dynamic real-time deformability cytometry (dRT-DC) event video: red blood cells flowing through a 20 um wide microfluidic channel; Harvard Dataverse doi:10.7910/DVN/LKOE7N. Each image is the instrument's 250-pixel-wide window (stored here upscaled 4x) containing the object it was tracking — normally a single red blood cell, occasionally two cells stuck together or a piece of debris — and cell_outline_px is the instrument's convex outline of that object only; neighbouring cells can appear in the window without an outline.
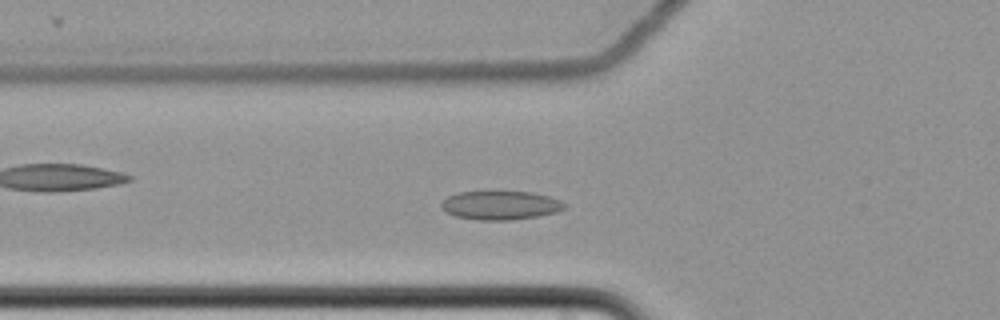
{"species": "common noctule bat (a hibernating species)", "species_latin": "Nyctalus noctula", "temperature_condition": "cold", "stored_images_in_passage": 54, "camera_frame_rate_fps": 3000, "um_per_image_px": 0.085, "animal": {"sex": "female", "body_mass_g": 22.7, "forearm_length_mm": 54.2}, "frame": {"image": 1, "passage_image": 16, "time_ms": 5.0, "image_size_px": [1000, 320], "cell_outline_px": [[564, 208], [556, 212], [536, 216], [508, 220], [476, 220], [456, 216], [448, 212], [440, 204], [448, 196], [460, 192], [532, 192], [548, 196], [560, 200], [564, 204]], "centroid_in_image_um": [42.54, 17.45], "position_along_channel_um": 83.3, "area_um2": 20.23}}
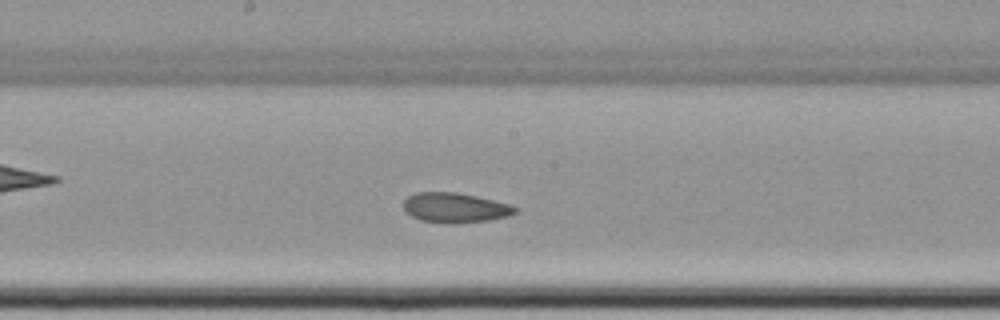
{"frame": {"image": 2, "passage_image": 27, "time_ms": 8.667, "image_size_px": [1000, 320], "cell_outline_px": [[520, 208], [516, 212], [508, 216], [488, 220], [420, 220], [412, 216], [404, 208], [404, 200], [408, 196], [416, 192], [456, 192], [476, 196], [512, 204]], "centroid_in_image_um": [38.73, 17.59], "position_along_channel_um": 209.5, "area_um2": 18.5}}
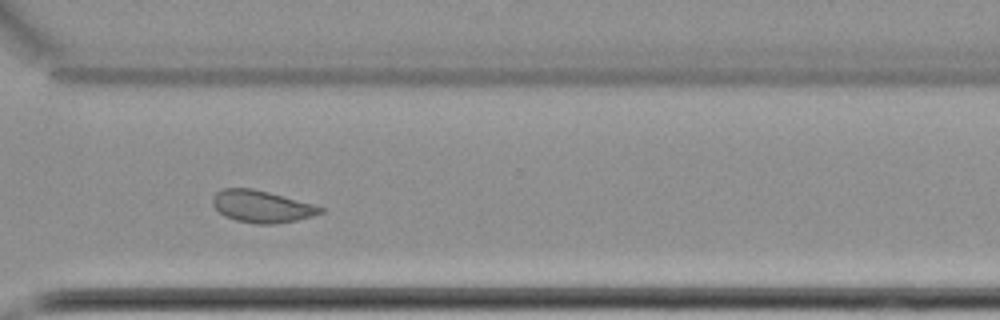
{"frame": {"image": 3, "passage_image": 39, "time_ms": 12.667, "image_size_px": [1000, 320], "cell_outline_px": [[324, 212], [312, 216], [296, 220], [272, 224], [256, 224], [236, 220], [224, 216], [212, 204], [212, 196], [216, 192], [224, 188], [252, 188], [268, 192], [312, 204], [324, 208]], "centroid_in_image_um": [22.21, 17.55], "position_along_channel_um": 348.4, "area_um2": 19.94}, "authors_computed_cell_mechanics": {"area_um2": 20.519, "velocity_mm_per_s": 3.4578, "shape_relaxation_time_tau1_ms": null, "shape_relaxation_time_tau2_ms": 3.5006, "deformation_change_tau1": null, "deformation_change_tau2": 0.0633}}